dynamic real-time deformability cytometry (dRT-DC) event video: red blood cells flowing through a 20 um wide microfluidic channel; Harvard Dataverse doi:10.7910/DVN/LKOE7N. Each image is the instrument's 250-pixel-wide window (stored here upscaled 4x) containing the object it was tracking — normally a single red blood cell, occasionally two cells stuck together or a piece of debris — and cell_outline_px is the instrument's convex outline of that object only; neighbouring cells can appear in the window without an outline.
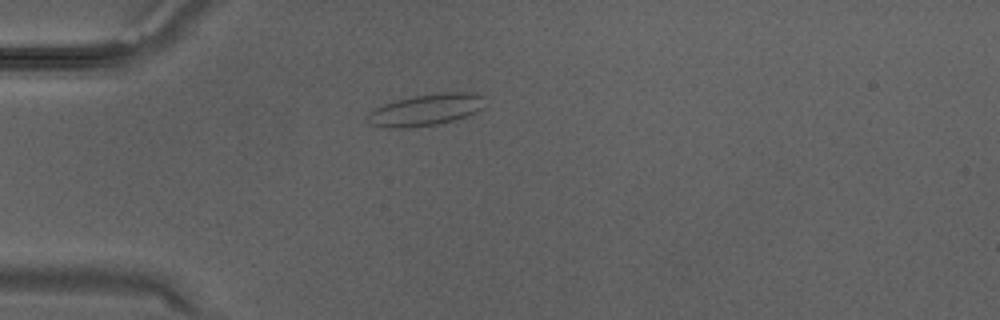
{"species": "Egyptian fruit bat (a non-hibernating species)", "species_latin": "Rousettus aegyptiacus", "temperature_condition": "warm", "stored_images_in_passage": 25, "camera_frame_rate_fps": 3000, "um_per_image_px": 0.085, "animal": {"sex": "male"}, "frame": {"image": 1, "passage_image": 1, "time_ms": 0.0, "image_size_px": [1000, 320], "cell_outline_px": [[484, 108], [468, 116], [456, 120], [436, 124], [408, 128], [392, 128], [372, 124], [364, 120], [364, 116], [368, 112], [384, 104], [396, 100], [416, 96], [444, 92], [464, 92], [484, 96]], "centroid_in_image_um": [36.19, 9.35], "position_along_channel_um": 48.8, "area_um2": 21.68}}
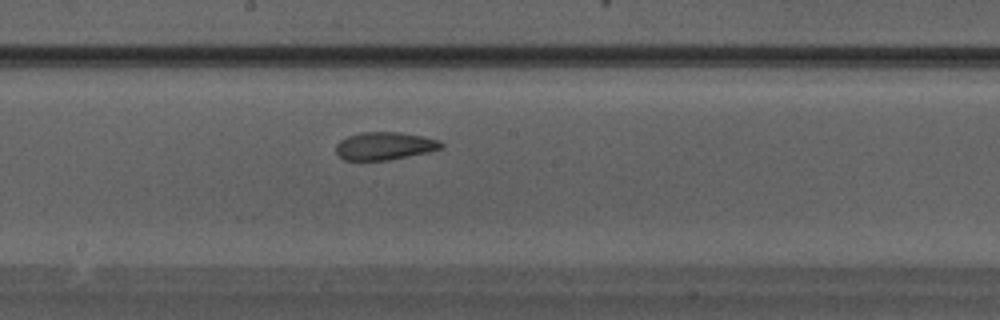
{"frame": {"image": 2, "passage_image": 10, "time_ms": 3.0, "image_size_px": [1000, 320], "cell_outline_px": [[444, 148], [428, 152], [388, 160], [344, 160], [336, 152], [336, 144], [340, 140], [348, 136], [360, 132], [400, 132], [424, 136], [440, 140], [444, 144]], "centroid_in_image_um": [32.72, 12.4], "position_along_channel_um": 215.5, "area_um2": 17.17}}
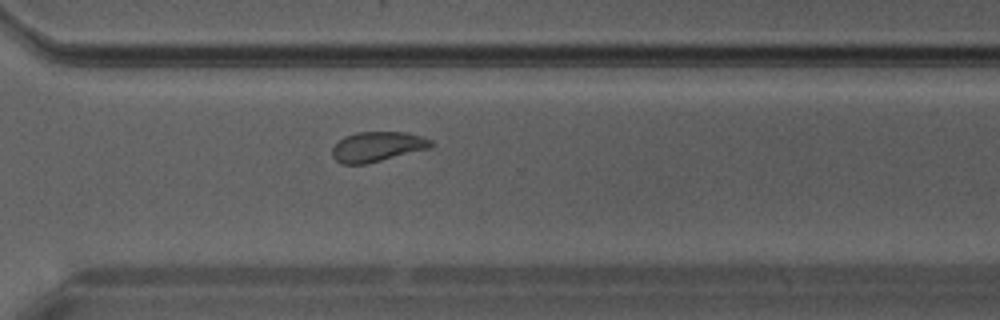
{"frame": {"image": 3, "passage_image": 16, "time_ms": 5.0, "image_size_px": [1000, 320], "cell_outline_px": [[436, 144], [432, 148], [364, 164], [344, 164], [336, 160], [332, 156], [332, 148], [344, 136], [356, 132], [404, 132], [420, 136], [432, 140]], "centroid_in_image_um": [32.11, 12.46], "position_along_channel_um": 338.5, "area_um2": 17.22}}